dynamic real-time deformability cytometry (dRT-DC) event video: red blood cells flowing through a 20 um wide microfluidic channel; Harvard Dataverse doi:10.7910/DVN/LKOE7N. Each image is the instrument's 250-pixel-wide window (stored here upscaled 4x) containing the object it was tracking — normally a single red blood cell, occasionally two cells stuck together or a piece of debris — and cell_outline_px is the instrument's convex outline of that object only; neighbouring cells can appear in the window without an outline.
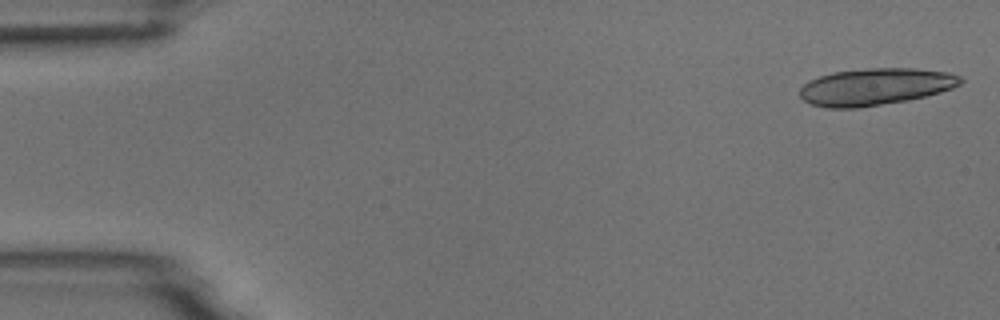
{"species": "common noctule bat (a hibernating species)", "species_latin": "Nyctalus noctula", "temperature_condition": "room temperature", "stored_images_in_passage": 13, "camera_frame_rate_fps": 3000, "um_per_image_px": 0.085, "animal": {"sex": "male", "body_mass_g": 18.8}, "frame": {"image": 1, "passage_image": 1, "time_ms": 0.0, "image_size_px": [1000, 320], "cell_outline_px": [[964, 80], [960, 84], [952, 88], [940, 92], [908, 100], [856, 108], [828, 108], [812, 104], [804, 100], [800, 96], [800, 88], [808, 80], [832, 72], [868, 68], [916, 68], [948, 72], [960, 76]], "centroid_in_image_um": [74.4, 7.36], "position_along_channel_um": 10.6, "area_um2": 34.56}}